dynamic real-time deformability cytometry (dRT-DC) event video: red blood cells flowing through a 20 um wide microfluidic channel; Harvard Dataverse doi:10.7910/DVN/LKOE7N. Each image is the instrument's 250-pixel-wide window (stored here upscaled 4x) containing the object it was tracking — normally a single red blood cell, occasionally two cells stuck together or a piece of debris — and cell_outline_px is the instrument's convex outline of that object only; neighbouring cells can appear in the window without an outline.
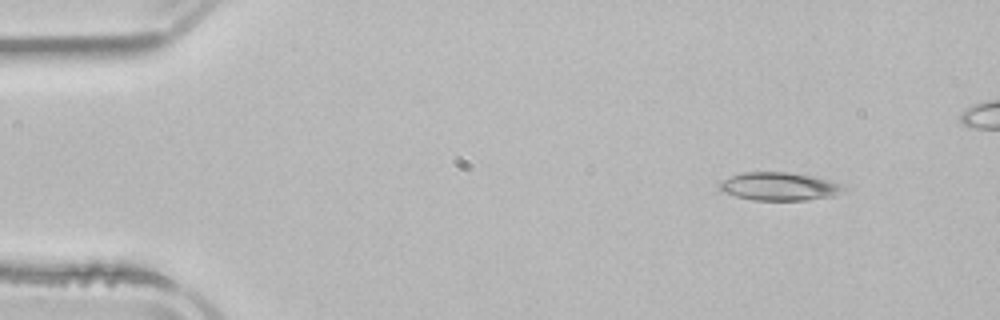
{"species": "common noctule bat (a hibernating species)", "species_latin": "Nyctalus noctula", "temperature_condition": "room temperature", "stored_images_in_passage": 4, "camera_frame_rate_fps": 3000, "um_per_image_px": 0.085, "animal": {"sex": "male", "body_mass_g": 21.5, "forearm_length_mm": 52.0}, "frame": {"image": 1, "passage_image": 1, "time_ms": 0.0, "image_size_px": [1000, 320], "cell_outline_px": [[848, 188], [844, 192], [832, 196], [808, 200], [752, 200], [720, 192], [716, 188], [716, 184], [720, 180], [728, 176], [744, 172], [788, 172], [812, 176], [828, 180], [840, 184]], "centroid_in_image_um": [66.16, 15.85], "position_along_channel_um": 18.8, "area_um2": 20.75}}